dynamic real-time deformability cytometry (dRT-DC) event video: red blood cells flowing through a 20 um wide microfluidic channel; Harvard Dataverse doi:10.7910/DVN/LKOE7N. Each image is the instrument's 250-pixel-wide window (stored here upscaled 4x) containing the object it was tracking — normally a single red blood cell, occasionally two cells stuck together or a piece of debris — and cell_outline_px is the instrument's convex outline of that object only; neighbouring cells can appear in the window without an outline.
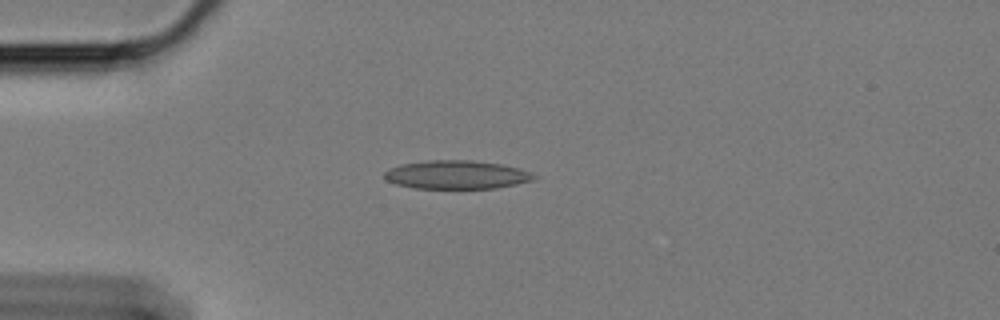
{"species": "Egyptian fruit bat (a non-hibernating species)", "species_latin": "Rousettus aegyptiacus", "temperature_condition": "cold", "stored_images_in_passage": 4, "camera_frame_rate_fps": 3000, "um_per_image_px": 0.085, "animal": {"sex": "female"}, "frame": {"image": 1, "passage_image": 1, "time_ms": 0.0, "image_size_px": [1000, 320], "cell_outline_px": [[536, 180], [496, 188], [416, 188], [396, 184], [388, 180], [384, 176], [384, 172], [388, 168], [400, 164], [424, 160], [472, 160], [500, 164], [520, 168], [532, 172], [536, 176]], "centroid_in_image_um": [38.82, 14.84], "position_along_channel_um": 46.2, "area_um2": 24.97}}